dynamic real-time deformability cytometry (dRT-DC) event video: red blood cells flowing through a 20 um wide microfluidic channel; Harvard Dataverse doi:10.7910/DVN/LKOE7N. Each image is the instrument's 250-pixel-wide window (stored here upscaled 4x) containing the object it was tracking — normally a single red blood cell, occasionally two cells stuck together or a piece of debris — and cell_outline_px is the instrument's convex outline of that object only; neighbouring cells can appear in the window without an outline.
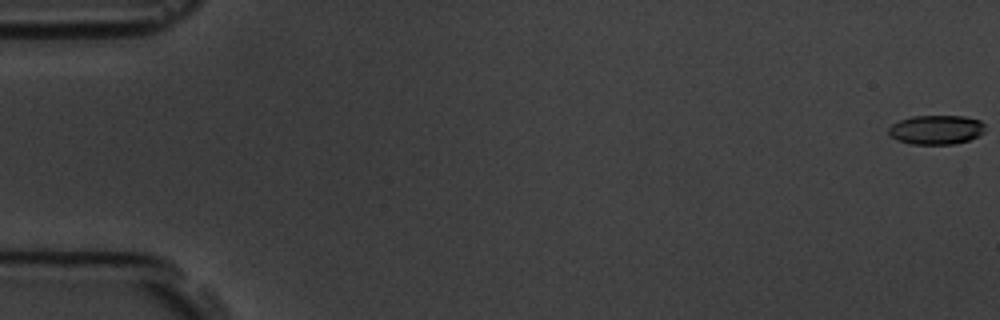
{"species": "common noctule bat (a hibernating species)", "species_latin": "Nyctalus noctula", "temperature_condition": "room temperature", "stored_images_in_passage": 7, "camera_frame_rate_fps": 3000, "um_per_image_px": 0.085, "animal": {"sex": "male", "body_mass_g": 19.5, "forearm_length_mm": 54.6}, "frame": {"image": 1, "passage_image": 1, "time_ms": 0.0, "image_size_px": [1000, 320], "cell_outline_px": [[984, 132], [980, 136], [968, 140], [952, 144], [912, 144], [896, 140], [888, 132], [888, 128], [892, 124], [900, 120], [912, 116], [964, 116], [980, 120], [984, 124]], "centroid_in_image_um": [79.59, 11.02], "position_along_channel_um": 5.4, "area_um2": 16.47}}
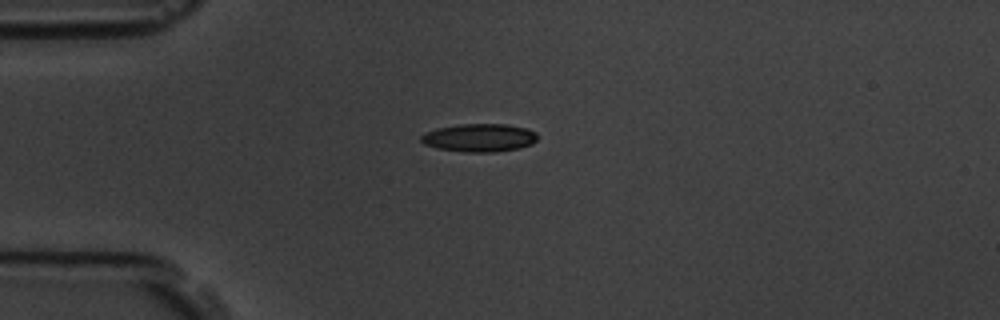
{"frame": {"image": 2, "passage_image": 5, "time_ms": 4.667, "image_size_px": [1000, 320], "cell_outline_px": [[536, 140], [532, 144], [520, 148], [496, 152], [464, 152], [436, 148], [424, 144], [420, 140], [420, 136], [424, 132], [436, 128], [460, 124], [508, 124], [524, 128], [536, 132]], "centroid_in_image_um": [40.71, 11.71], "position_along_channel_um": 44.3, "area_um2": 19.19}}
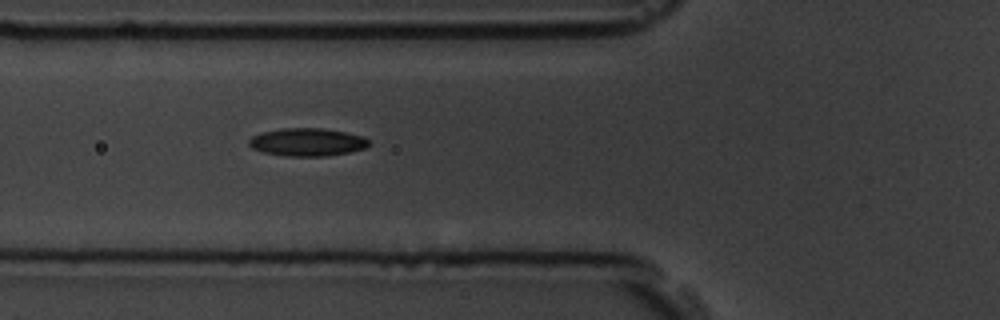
{"frame": {"image": 3, "passage_image": 7, "time_ms": 6.667, "image_size_px": [1000, 320], "cell_outline_px": [[368, 144], [364, 148], [348, 152], [324, 156], [284, 156], [264, 152], [252, 148], [248, 144], [248, 140], [252, 136], [260, 132], [280, 128], [324, 128], [364, 136], [368, 140]], "centroid_in_image_um": [26.06, 12.07], "position_along_channel_um": 99.7, "area_um2": 19.48}}